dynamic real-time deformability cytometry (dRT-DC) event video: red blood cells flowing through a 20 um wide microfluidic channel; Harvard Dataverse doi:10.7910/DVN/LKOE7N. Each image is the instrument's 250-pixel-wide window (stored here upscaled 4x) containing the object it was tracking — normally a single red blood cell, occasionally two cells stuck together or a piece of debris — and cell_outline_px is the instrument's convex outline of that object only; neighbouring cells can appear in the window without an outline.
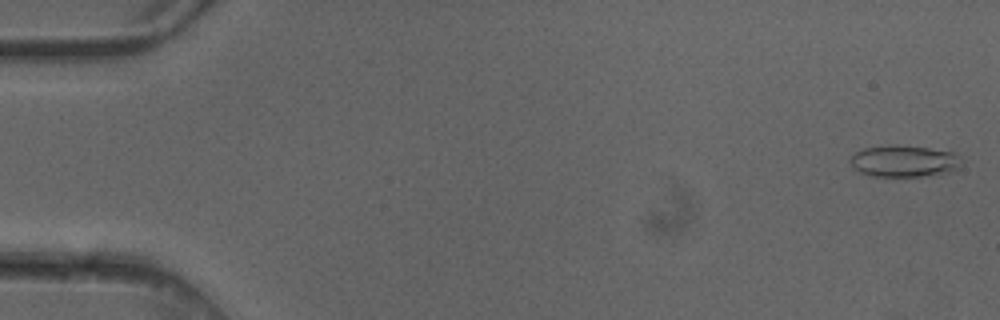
{"species": "common noctule bat (a hibernating species)", "species_latin": "Nyctalus noctula", "temperature_condition": "cold", "stored_images_in_passage": 5, "camera_frame_rate_fps": 3000, "um_per_image_px": 0.085, "animal": {"sex": "female"}, "frame": {"image": 1, "passage_image": 1, "time_ms": 0.0, "image_size_px": [1000, 320], "cell_outline_px": [[960, 156], [956, 168], [948, 172], [936, 176], [872, 176], [860, 172], [852, 164], [852, 156], [856, 152], [864, 148], [928, 148], [952, 152]], "centroid_in_image_um": [76.88, 13.75], "position_along_channel_um": 8.1, "area_um2": 19.31}}
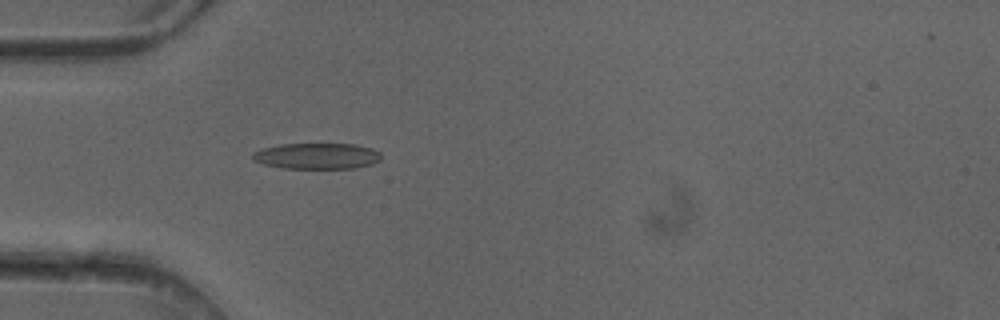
{"frame": {"image": 2, "passage_image": 5, "time_ms": 1.333, "image_size_px": [1000, 320], "cell_outline_px": [[380, 160], [372, 164], [356, 168], [284, 168], [264, 164], [252, 160], [252, 152], [264, 148], [280, 144], [356, 144], [372, 148], [380, 152]], "centroid_in_image_um": [26.95, 13.26], "position_along_channel_um": 58.1, "area_um2": 19.48}}